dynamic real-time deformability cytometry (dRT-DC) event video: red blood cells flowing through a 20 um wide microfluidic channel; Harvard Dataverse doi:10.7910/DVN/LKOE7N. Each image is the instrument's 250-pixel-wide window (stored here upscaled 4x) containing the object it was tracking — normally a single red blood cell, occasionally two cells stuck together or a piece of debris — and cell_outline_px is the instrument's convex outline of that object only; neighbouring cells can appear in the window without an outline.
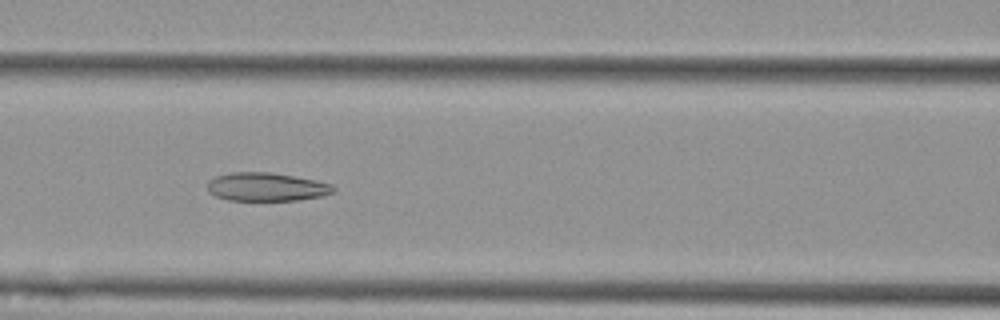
{"species": "Egyptian fruit bat (a non-hibernating species)", "species_latin": "Rousettus aegyptiacus", "temperature_condition": "cold", "stored_images_in_passage": 7, "camera_frame_rate_fps": 3000, "um_per_image_px": 0.085, "animal": {"sex": "female"}, "frame": {"image": 1, "passage_image": 6, "time_ms": 5.667, "image_size_px": [1000, 320], "cell_outline_px": [[336, 188], [332, 192], [320, 196], [300, 200], [228, 200], [216, 196], [208, 192], [208, 180], [216, 176], [232, 172], [272, 172], [316, 180], [332, 184]], "centroid_in_image_um": [22.64, 15.88], "position_along_channel_um": 144.0, "area_um2": 20.87}}
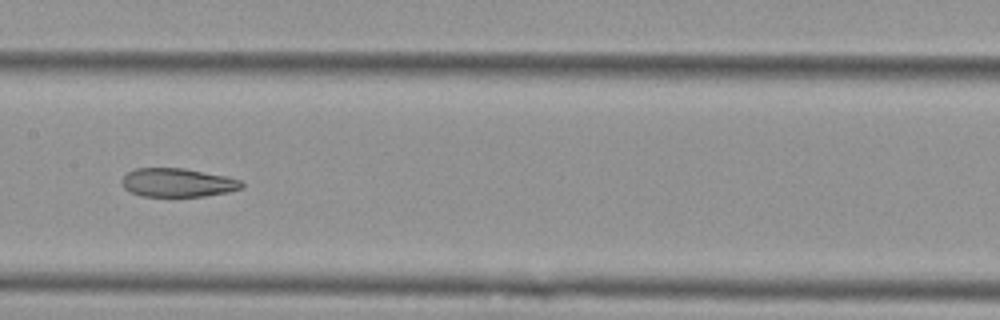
{"frame": {"image": 2, "passage_image": 7, "time_ms": 7.0, "image_size_px": [1000, 320], "cell_outline_px": [[244, 188], [228, 192], [204, 196], [144, 196], [132, 192], [124, 188], [120, 180], [132, 168], [184, 168], [228, 176], [240, 180], [244, 184]], "centroid_in_image_um": [15.12, 15.51], "position_along_channel_um": 192.3, "area_um2": 20.11}}